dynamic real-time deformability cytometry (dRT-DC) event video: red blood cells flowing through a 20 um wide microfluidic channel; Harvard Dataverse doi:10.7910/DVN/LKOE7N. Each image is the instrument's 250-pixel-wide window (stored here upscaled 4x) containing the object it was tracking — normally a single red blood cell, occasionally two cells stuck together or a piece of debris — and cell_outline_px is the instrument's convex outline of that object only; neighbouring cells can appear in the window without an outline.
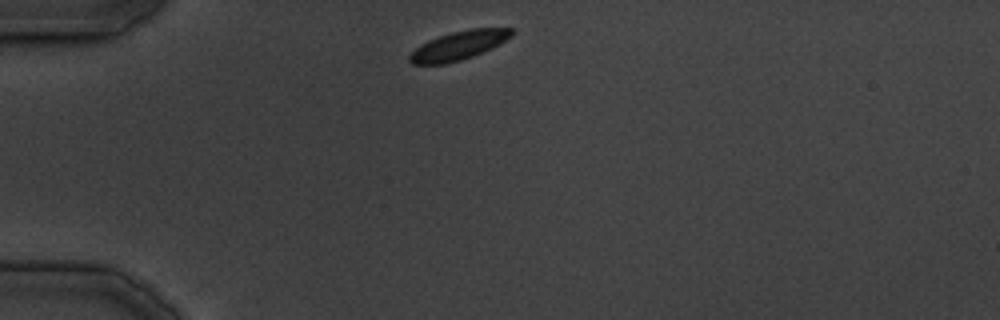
{"species": "common noctule bat (a hibernating species)", "species_latin": "Nyctalus noctula", "temperature_condition": "cold", "stored_images_in_passage": 28, "camera_frame_rate_fps": 3000, "um_per_image_px": 0.085, "animal": {"sex": "male", "body_mass_g": 19.5, "forearm_length_mm": 54.6}, "frame": {"image": 1, "passage_image": 1, "time_ms": 0.0, "image_size_px": [1000, 320], "cell_outline_px": [[512, 36], [500, 44], [492, 48], [472, 56], [460, 60], [444, 64], [412, 64], [408, 60], [408, 56], [420, 44], [428, 40], [452, 32], [468, 28], [512, 28]], "centroid_in_image_um": [38.98, 3.86], "position_along_channel_um": 46.0, "area_um2": 17.05}}
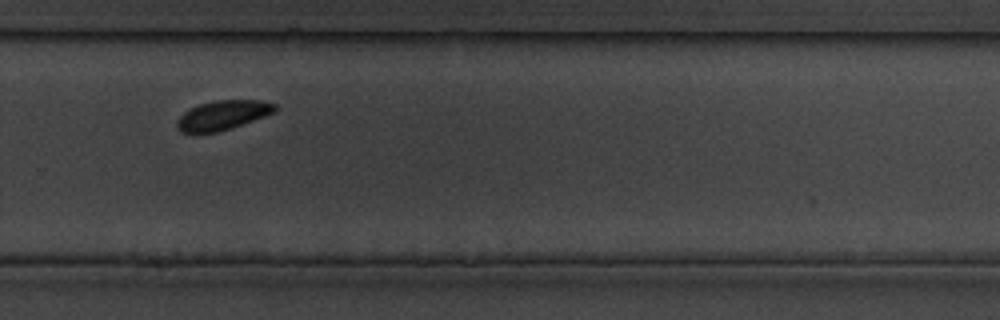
{"frame": {"image": 2, "passage_image": 16, "time_ms": 20.667, "image_size_px": [1000, 320], "cell_outline_px": [[276, 112], [216, 132], [180, 132], [176, 124], [176, 120], [184, 112], [200, 104], [216, 100], [260, 100], [276, 104]], "centroid_in_image_um": [18.93, 9.77], "position_along_channel_um": 310.9, "area_um2": 16.36}}
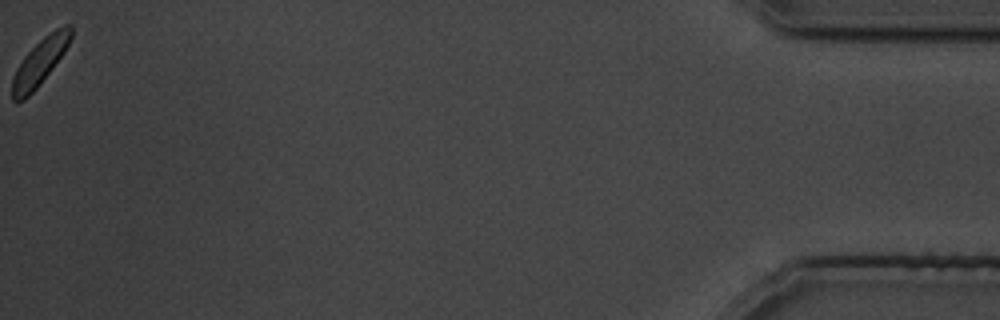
{"frame": {"image": 3, "passage_image": 28, "time_ms": 35.333, "image_size_px": [1000, 320], "cell_outline_px": [[72, 36], [64, 52], [52, 68], [36, 88], [24, 100], [12, 100], [12, 76], [16, 68], [24, 56], [44, 36], [56, 28], [64, 24], [72, 24]], "centroid_in_image_um": [3.39, 5.24], "position_along_channel_um": 431.8, "area_um2": 15.61}}